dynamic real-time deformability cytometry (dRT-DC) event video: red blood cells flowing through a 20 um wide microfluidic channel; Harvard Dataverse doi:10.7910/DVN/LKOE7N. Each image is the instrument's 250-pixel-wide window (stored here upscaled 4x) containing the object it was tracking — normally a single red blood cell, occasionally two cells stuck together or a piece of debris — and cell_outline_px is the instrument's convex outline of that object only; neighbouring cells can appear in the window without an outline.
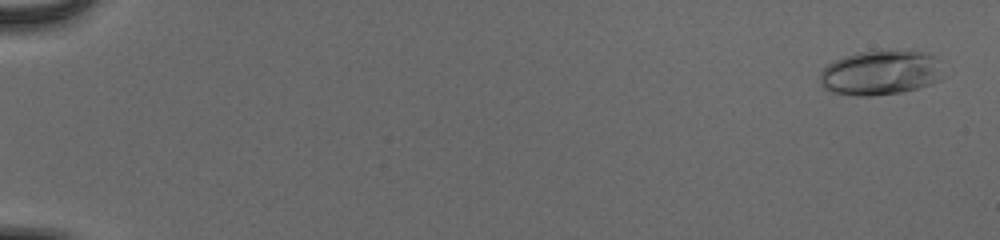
{"species": "human", "species_latin": "Homo sapiens", "temperature_condition": "cold", "stored_images_in_passage": 55, "camera_frame_rate_fps": 3000, "um_per_image_px": 0.085, "donor": {"sex": "male"}, "frame": {"image": 1, "passage_image": 3, "time_ms": 0.667, "image_size_px": [1000, 240], "cell_outline_px": [[944, 76], [940, 80], [932, 84], [900, 92], [872, 96], [856, 96], [832, 92], [824, 88], [820, 84], [820, 72], [828, 64], [844, 56], [860, 52], [892, 48], [928, 52], [932, 56]], "centroid_in_image_um": [74.83, 6.16], "position_along_channel_um": 10.2, "area_um2": 32.48}}
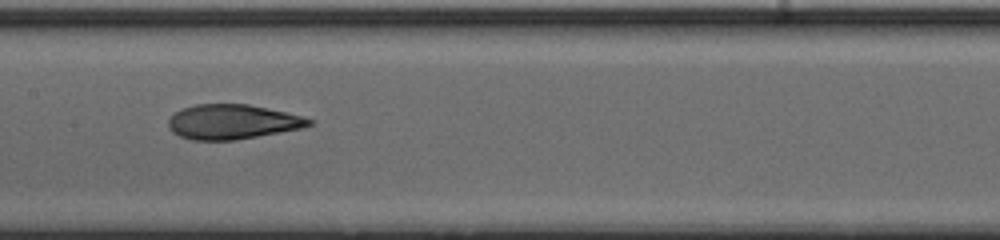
{"frame": {"image": 2, "passage_image": 31, "time_ms": 10.0, "image_size_px": [1000, 240], "cell_outline_px": [[316, 124], [304, 128], [236, 140], [192, 140], [180, 136], [172, 132], [168, 128], [168, 120], [176, 112], [184, 108], [196, 104], [248, 104], [304, 116], [312, 120]], "centroid_in_image_um": [19.79, 10.36], "position_along_channel_um": 187.6, "area_um2": 28.55}}
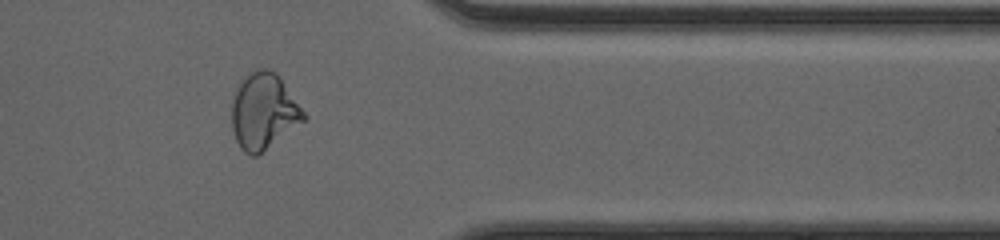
{"frame": {"image": 3, "passage_image": 47, "time_ms": 15.333, "image_size_px": [1000, 240], "cell_outline_px": [[308, 120], [256, 156], [252, 156], [244, 152], [240, 148], [236, 140], [232, 128], [232, 100], [244, 76], [260, 68], [268, 68], [276, 72], [308, 116]], "centroid_in_image_um": [22.44, 9.48], "position_along_channel_um": 389.0, "area_um2": 31.96}, "authors_computed_cell_mechanics": {"area_um2": 29.5936, "velocity_mm_per_s": 3.9346, "shape_relaxation_time_tau1_ms": 6.8012, "shape_relaxation_time_tau2_ms": 1.2779, "deformation_change_tau1": 0.2117, "deformation_change_tau2": 0.076}}